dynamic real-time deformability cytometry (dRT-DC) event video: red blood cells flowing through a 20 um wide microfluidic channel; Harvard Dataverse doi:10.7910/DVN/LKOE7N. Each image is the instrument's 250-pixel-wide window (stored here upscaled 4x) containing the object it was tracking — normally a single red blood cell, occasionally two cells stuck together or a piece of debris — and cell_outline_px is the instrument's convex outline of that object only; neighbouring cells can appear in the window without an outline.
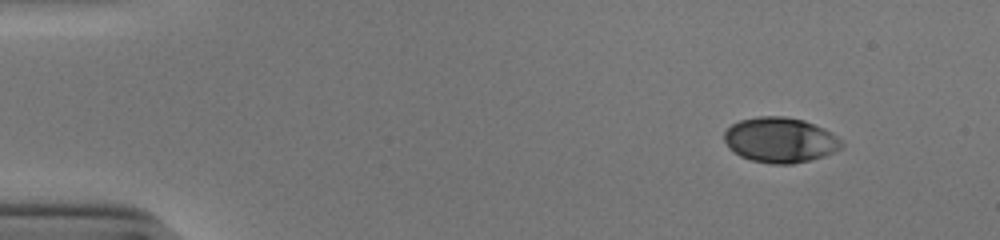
{"species": "human", "species_latin": "Homo sapiens", "temperature_condition": "cold", "stored_images_in_passage": 48, "camera_frame_rate_fps": 3000, "um_per_image_px": 0.085, "donor": {"sex": "male"}, "frame": {"image": 1, "passage_image": 1, "time_ms": 0.0, "image_size_px": [1000, 240], "cell_outline_px": [[844, 144], [840, 148], [824, 156], [792, 164], [772, 164], [752, 160], [740, 156], [732, 152], [728, 148], [724, 140], [724, 132], [732, 124], [740, 120], [760, 116], [784, 116], [804, 120], [844, 140]], "centroid_in_image_um": [66.27, 11.9], "position_along_channel_um": 18.7, "area_um2": 30.75}}
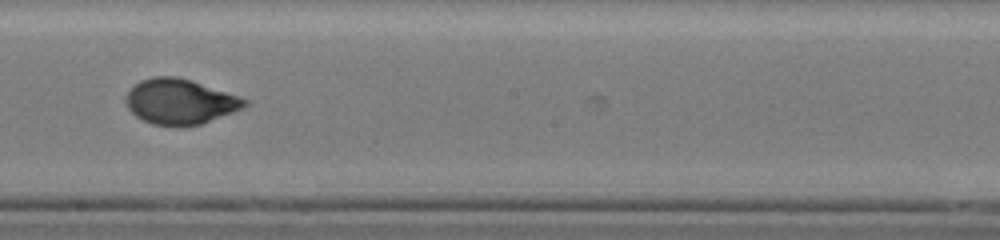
{"frame": {"image": 2, "passage_image": 26, "time_ms": 8.333, "image_size_px": [1000, 240], "cell_outline_px": [[248, 104], [244, 108], [200, 124], [152, 124], [136, 116], [128, 108], [124, 100], [124, 96], [140, 80], [152, 76], [176, 76], [192, 80], [240, 96], [248, 100]], "centroid_in_image_um": [15.3, 8.6], "position_along_channel_um": 232.9, "area_um2": 30.98}}
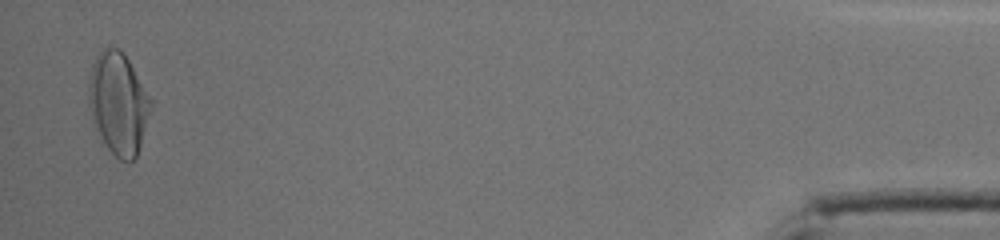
{"frame": {"image": 3, "passage_image": 47, "time_ms": 15.333, "image_size_px": [1000, 240], "cell_outline_px": [[152, 104], [140, 144], [136, 156], [132, 160], [120, 160], [100, 144], [92, 128], [88, 104], [88, 84], [92, 64], [96, 56], [104, 48], [120, 48], [124, 52], [152, 100]], "centroid_in_image_um": [9.99, 8.82], "position_along_channel_um": 425.2, "area_um2": 37.45}, "authors_computed_cell_mechanics": {"area_um2": 31.212, "velocity_mm_per_s": 3.9065, "shape_relaxation_time_tau1_ms": 4.3501, "shape_relaxation_time_tau2_ms": null, "deformation_change_tau1": 0.1881, "deformation_change_tau2": null}}